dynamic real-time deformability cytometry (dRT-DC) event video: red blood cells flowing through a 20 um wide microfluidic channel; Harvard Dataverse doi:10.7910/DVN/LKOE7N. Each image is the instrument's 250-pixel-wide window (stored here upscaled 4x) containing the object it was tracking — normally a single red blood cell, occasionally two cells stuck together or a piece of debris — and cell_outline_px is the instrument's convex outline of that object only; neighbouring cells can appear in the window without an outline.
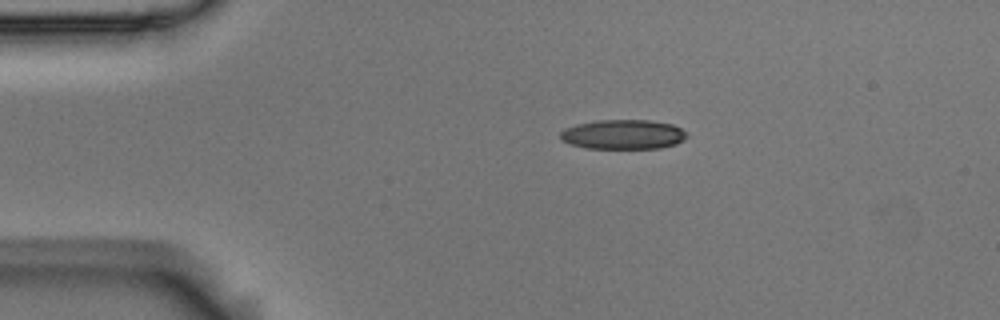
{"species": "Egyptian fruit bat (a non-hibernating species)", "species_latin": "Rousettus aegyptiacus", "temperature_condition": "room temperature", "stored_images_in_passage": 3, "camera_frame_rate_fps": 3000, "um_per_image_px": 0.085, "animal": {"sex": "male"}, "frame": {"image": 1, "passage_image": 1, "time_ms": 0.0, "image_size_px": [1000, 320], "cell_outline_px": [[688, 136], [684, 140], [676, 144], [660, 148], [584, 148], [560, 140], [560, 132], [564, 128], [576, 124], [596, 120], [648, 120], [672, 124], [688, 132]], "centroid_in_image_um": [52.97, 11.42], "position_along_channel_um": 32.0, "area_um2": 21.96}}
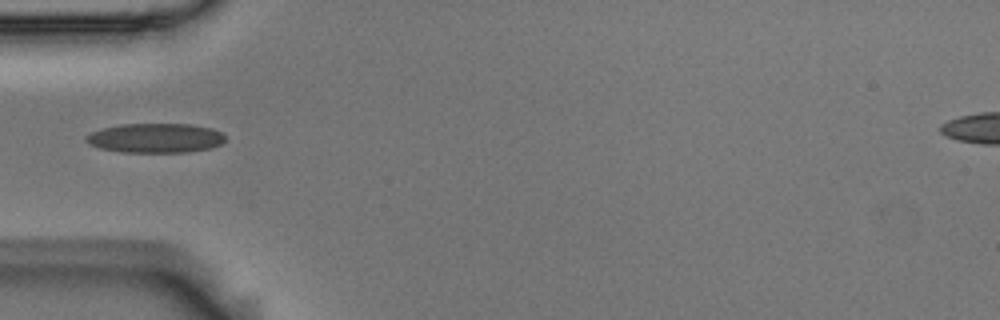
{"frame": {"image": 2, "passage_image": 3, "time_ms": 0.667, "image_size_px": [1000, 320], "cell_outline_px": [[224, 140], [220, 144], [212, 148], [188, 152], [120, 152], [100, 148], [88, 144], [84, 140], [84, 136], [92, 132], [104, 128], [120, 124], [192, 124], [212, 128], [220, 132], [224, 136]], "centroid_in_image_um": [13.19, 11.73], "position_along_channel_um": 71.8, "area_um2": 23.99}}